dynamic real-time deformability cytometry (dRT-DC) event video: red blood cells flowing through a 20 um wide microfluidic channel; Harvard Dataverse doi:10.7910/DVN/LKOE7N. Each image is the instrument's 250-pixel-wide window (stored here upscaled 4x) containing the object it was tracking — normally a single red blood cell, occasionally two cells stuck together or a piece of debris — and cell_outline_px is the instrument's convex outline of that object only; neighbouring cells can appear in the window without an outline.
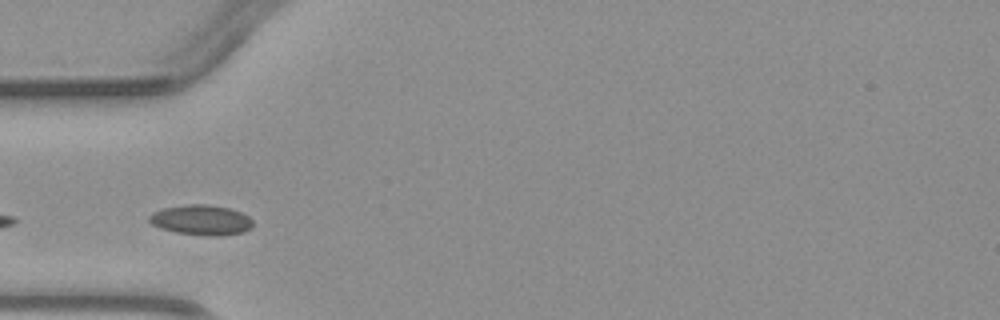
{"species": "common noctule bat (a hibernating species)", "species_latin": "Nyctalus noctula", "temperature_condition": "warm", "stored_images_in_passage": 2, "camera_frame_rate_fps": 3000, "um_per_image_px": 0.085, "animal": {"sex": "male", "body_mass_g": 23.1, "forearm_length_mm": 52.7}, "frame": {"image": 1, "passage_image": 2, "time_ms": 1.0, "image_size_px": [1000, 320], "cell_outline_px": [[252, 228], [244, 232], [216, 236], [208, 236], [176, 232], [160, 228], [152, 224], [148, 220], [148, 216], [152, 212], [164, 208], [188, 204], [208, 204], [232, 208], [248, 216], [252, 220]], "centroid_in_image_um": [17.11, 18.69], "position_along_channel_um": 67.9, "area_um2": 18.32}}